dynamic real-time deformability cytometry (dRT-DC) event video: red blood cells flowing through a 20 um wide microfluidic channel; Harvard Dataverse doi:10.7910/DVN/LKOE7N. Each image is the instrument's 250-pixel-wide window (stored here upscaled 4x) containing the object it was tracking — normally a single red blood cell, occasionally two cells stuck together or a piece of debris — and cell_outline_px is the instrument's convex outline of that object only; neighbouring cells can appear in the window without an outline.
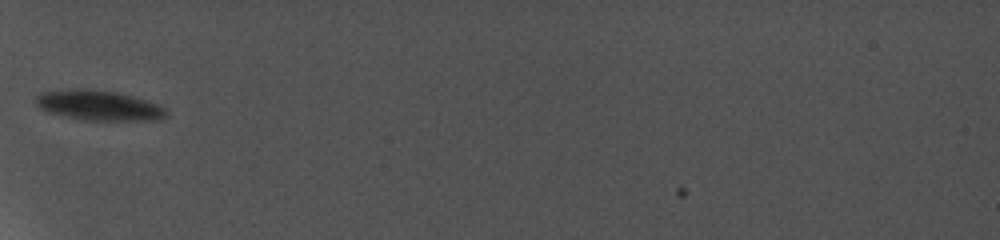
{"species": "common noctule bat (a hibernating species)", "species_latin": "Nyctalus noctula", "temperature_condition": "cold", "stored_images_in_passage": 5, "camera_frame_rate_fps": 5000, "um_per_image_px": 0.085, "animal": {"sex": "female", "body_mass_g": 19.0, "forearm_length_mm": 56.7}, "frame": {"image": 1, "passage_image": 2, "time_ms": 1.4, "image_size_px": [1000, 240], "cell_outline_px": [[164, 116], [156, 120], [84, 120], [52, 112], [40, 108], [36, 100], [36, 96], [48, 92], [112, 92], [144, 100], [164, 108]], "centroid_in_image_um": [8.45, 9.03], "position_along_channel_um": 76.6, "area_um2": 20.69}}
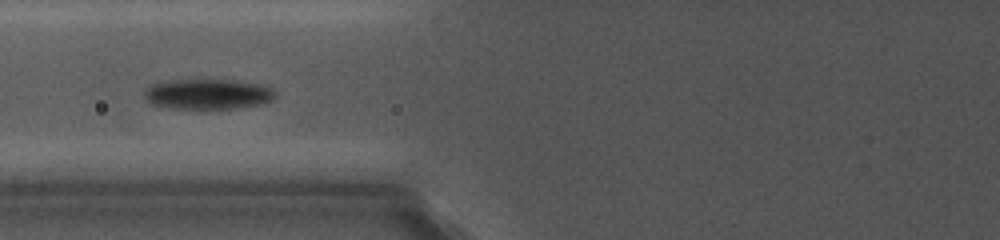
{"frame": {"image": 2, "passage_image": 3, "time_ms": 2.4, "image_size_px": [1000, 240], "cell_outline_px": [[272, 96], [268, 100], [256, 104], [232, 108], [168, 108], [152, 104], [148, 100], [148, 88], [156, 84], [184, 80], [216, 80], [252, 84], [268, 88], [272, 92]], "centroid_in_image_um": [17.59, 8.02], "position_along_channel_um": 108.2, "area_um2": 21.27}}